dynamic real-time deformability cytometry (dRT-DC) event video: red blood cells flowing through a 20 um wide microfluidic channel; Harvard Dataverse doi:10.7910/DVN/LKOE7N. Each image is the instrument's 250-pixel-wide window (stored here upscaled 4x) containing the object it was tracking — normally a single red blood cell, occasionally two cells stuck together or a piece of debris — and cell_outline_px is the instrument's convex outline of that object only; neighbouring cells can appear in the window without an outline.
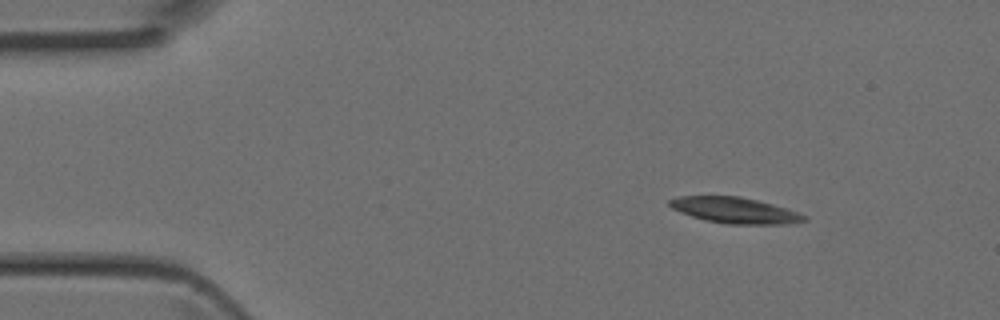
{"species": "Egyptian fruit bat (a non-hibernating species)", "species_latin": "Rousettus aegyptiacus", "temperature_condition": "room temperature", "stored_images_in_passage": 3, "camera_frame_rate_fps": 3000, "um_per_image_px": 0.085, "animal": {"sex": "female"}, "frame": {"image": 1, "passage_image": 1, "time_ms": 0.0, "image_size_px": [1000, 320], "cell_outline_px": [[808, 220], [784, 224], [728, 224], [704, 220], [680, 212], [672, 208], [668, 204], [668, 200], [680, 196], [740, 196], [788, 208], [808, 216]], "centroid_in_image_um": [62.48, 17.88], "position_along_channel_um": 22.5, "area_um2": 20.35}}
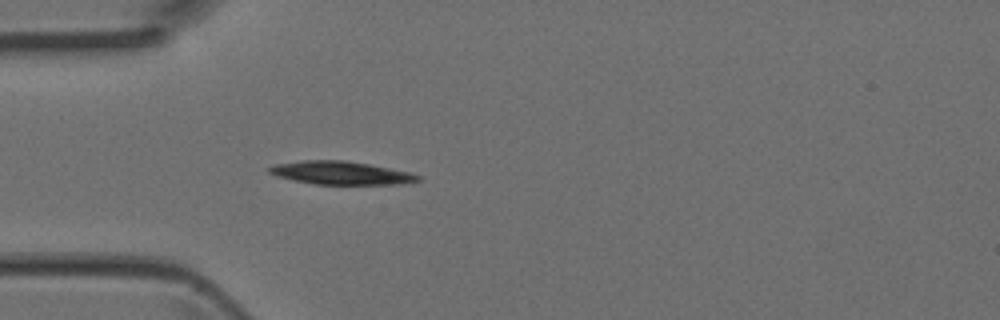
{"frame": {"image": 2, "passage_image": 3, "time_ms": 0.667, "image_size_px": [1000, 320], "cell_outline_px": [[420, 180], [400, 184], [316, 184], [292, 180], [276, 176], [268, 172], [268, 168], [276, 164], [304, 160], [344, 160], [368, 164], [408, 172], [420, 176]], "centroid_in_image_um": [28.93, 14.7], "position_along_channel_um": 56.1, "area_um2": 19.83}}